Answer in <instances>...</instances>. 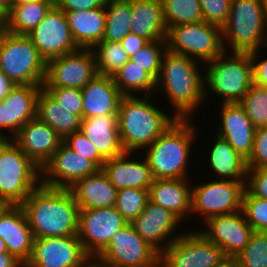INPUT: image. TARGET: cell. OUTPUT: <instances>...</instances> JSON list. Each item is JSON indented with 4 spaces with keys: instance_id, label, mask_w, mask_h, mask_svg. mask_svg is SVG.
Instances as JSON below:
<instances>
[{
    "instance_id": "45",
    "label": "cell",
    "mask_w": 267,
    "mask_h": 267,
    "mask_svg": "<svg viewBox=\"0 0 267 267\" xmlns=\"http://www.w3.org/2000/svg\"><path fill=\"white\" fill-rule=\"evenodd\" d=\"M232 0H199L203 20L222 27L229 16Z\"/></svg>"
},
{
    "instance_id": "3",
    "label": "cell",
    "mask_w": 267,
    "mask_h": 267,
    "mask_svg": "<svg viewBox=\"0 0 267 267\" xmlns=\"http://www.w3.org/2000/svg\"><path fill=\"white\" fill-rule=\"evenodd\" d=\"M151 97L154 96H123L120 101L117 122L125 152L143 151L177 120L174 115L159 109L149 100Z\"/></svg>"
},
{
    "instance_id": "10",
    "label": "cell",
    "mask_w": 267,
    "mask_h": 267,
    "mask_svg": "<svg viewBox=\"0 0 267 267\" xmlns=\"http://www.w3.org/2000/svg\"><path fill=\"white\" fill-rule=\"evenodd\" d=\"M191 185V215H199L204 222L214 216L242 210L246 181L215 179Z\"/></svg>"
},
{
    "instance_id": "41",
    "label": "cell",
    "mask_w": 267,
    "mask_h": 267,
    "mask_svg": "<svg viewBox=\"0 0 267 267\" xmlns=\"http://www.w3.org/2000/svg\"><path fill=\"white\" fill-rule=\"evenodd\" d=\"M236 257L241 267H267V232H254Z\"/></svg>"
},
{
    "instance_id": "15",
    "label": "cell",
    "mask_w": 267,
    "mask_h": 267,
    "mask_svg": "<svg viewBox=\"0 0 267 267\" xmlns=\"http://www.w3.org/2000/svg\"><path fill=\"white\" fill-rule=\"evenodd\" d=\"M92 259L77 235L34 238L32 254L24 267H90Z\"/></svg>"
},
{
    "instance_id": "33",
    "label": "cell",
    "mask_w": 267,
    "mask_h": 267,
    "mask_svg": "<svg viewBox=\"0 0 267 267\" xmlns=\"http://www.w3.org/2000/svg\"><path fill=\"white\" fill-rule=\"evenodd\" d=\"M55 5V0H40L11 7L4 15L3 29L11 34L27 35Z\"/></svg>"
},
{
    "instance_id": "8",
    "label": "cell",
    "mask_w": 267,
    "mask_h": 267,
    "mask_svg": "<svg viewBox=\"0 0 267 267\" xmlns=\"http://www.w3.org/2000/svg\"><path fill=\"white\" fill-rule=\"evenodd\" d=\"M47 62L27 35L0 29V71L16 86H43Z\"/></svg>"
},
{
    "instance_id": "47",
    "label": "cell",
    "mask_w": 267,
    "mask_h": 267,
    "mask_svg": "<svg viewBox=\"0 0 267 267\" xmlns=\"http://www.w3.org/2000/svg\"><path fill=\"white\" fill-rule=\"evenodd\" d=\"M246 190L252 196L267 200V168H247Z\"/></svg>"
},
{
    "instance_id": "4",
    "label": "cell",
    "mask_w": 267,
    "mask_h": 267,
    "mask_svg": "<svg viewBox=\"0 0 267 267\" xmlns=\"http://www.w3.org/2000/svg\"><path fill=\"white\" fill-rule=\"evenodd\" d=\"M192 119H177L150 146L145 159L153 179H187L189 157L197 130Z\"/></svg>"
},
{
    "instance_id": "44",
    "label": "cell",
    "mask_w": 267,
    "mask_h": 267,
    "mask_svg": "<svg viewBox=\"0 0 267 267\" xmlns=\"http://www.w3.org/2000/svg\"><path fill=\"white\" fill-rule=\"evenodd\" d=\"M74 152L81 154L92 160L100 169H102L106 159L99 153L96 146L87 139V137L81 132L77 131L71 135H68L63 141Z\"/></svg>"
},
{
    "instance_id": "22",
    "label": "cell",
    "mask_w": 267,
    "mask_h": 267,
    "mask_svg": "<svg viewBox=\"0 0 267 267\" xmlns=\"http://www.w3.org/2000/svg\"><path fill=\"white\" fill-rule=\"evenodd\" d=\"M216 134L246 160L252 153L255 127L239 103H222Z\"/></svg>"
},
{
    "instance_id": "52",
    "label": "cell",
    "mask_w": 267,
    "mask_h": 267,
    "mask_svg": "<svg viewBox=\"0 0 267 267\" xmlns=\"http://www.w3.org/2000/svg\"><path fill=\"white\" fill-rule=\"evenodd\" d=\"M0 267H24V264L18 260L13 254H0Z\"/></svg>"
},
{
    "instance_id": "48",
    "label": "cell",
    "mask_w": 267,
    "mask_h": 267,
    "mask_svg": "<svg viewBox=\"0 0 267 267\" xmlns=\"http://www.w3.org/2000/svg\"><path fill=\"white\" fill-rule=\"evenodd\" d=\"M106 0H55L62 11H76L105 7Z\"/></svg>"
},
{
    "instance_id": "51",
    "label": "cell",
    "mask_w": 267,
    "mask_h": 267,
    "mask_svg": "<svg viewBox=\"0 0 267 267\" xmlns=\"http://www.w3.org/2000/svg\"><path fill=\"white\" fill-rule=\"evenodd\" d=\"M15 86L16 85L0 71V101H2Z\"/></svg>"
},
{
    "instance_id": "34",
    "label": "cell",
    "mask_w": 267,
    "mask_h": 267,
    "mask_svg": "<svg viewBox=\"0 0 267 267\" xmlns=\"http://www.w3.org/2000/svg\"><path fill=\"white\" fill-rule=\"evenodd\" d=\"M112 77L115 85L124 96H136L139 92L144 93V95L155 94L156 79L131 60H128Z\"/></svg>"
},
{
    "instance_id": "31",
    "label": "cell",
    "mask_w": 267,
    "mask_h": 267,
    "mask_svg": "<svg viewBox=\"0 0 267 267\" xmlns=\"http://www.w3.org/2000/svg\"><path fill=\"white\" fill-rule=\"evenodd\" d=\"M216 140L210 148L208 165L213 171L214 180L246 181L247 164L235 149L223 138L215 135Z\"/></svg>"
},
{
    "instance_id": "54",
    "label": "cell",
    "mask_w": 267,
    "mask_h": 267,
    "mask_svg": "<svg viewBox=\"0 0 267 267\" xmlns=\"http://www.w3.org/2000/svg\"><path fill=\"white\" fill-rule=\"evenodd\" d=\"M12 0H0V13L4 16L11 8Z\"/></svg>"
},
{
    "instance_id": "38",
    "label": "cell",
    "mask_w": 267,
    "mask_h": 267,
    "mask_svg": "<svg viewBox=\"0 0 267 267\" xmlns=\"http://www.w3.org/2000/svg\"><path fill=\"white\" fill-rule=\"evenodd\" d=\"M239 104L255 128L267 126V88L253 83Z\"/></svg>"
},
{
    "instance_id": "59",
    "label": "cell",
    "mask_w": 267,
    "mask_h": 267,
    "mask_svg": "<svg viewBox=\"0 0 267 267\" xmlns=\"http://www.w3.org/2000/svg\"><path fill=\"white\" fill-rule=\"evenodd\" d=\"M4 16L0 13V29H3Z\"/></svg>"
},
{
    "instance_id": "14",
    "label": "cell",
    "mask_w": 267,
    "mask_h": 267,
    "mask_svg": "<svg viewBox=\"0 0 267 267\" xmlns=\"http://www.w3.org/2000/svg\"><path fill=\"white\" fill-rule=\"evenodd\" d=\"M92 49H82L47 61L43 88L83 89L96 75Z\"/></svg>"
},
{
    "instance_id": "37",
    "label": "cell",
    "mask_w": 267,
    "mask_h": 267,
    "mask_svg": "<svg viewBox=\"0 0 267 267\" xmlns=\"http://www.w3.org/2000/svg\"><path fill=\"white\" fill-rule=\"evenodd\" d=\"M164 22L169 30L173 26L202 22L199 0H161Z\"/></svg>"
},
{
    "instance_id": "18",
    "label": "cell",
    "mask_w": 267,
    "mask_h": 267,
    "mask_svg": "<svg viewBox=\"0 0 267 267\" xmlns=\"http://www.w3.org/2000/svg\"><path fill=\"white\" fill-rule=\"evenodd\" d=\"M181 222L183 221L172 211L148 201L143 211L130 224L149 245L161 254L183 234L181 232L179 234V228H177L180 227Z\"/></svg>"
},
{
    "instance_id": "57",
    "label": "cell",
    "mask_w": 267,
    "mask_h": 267,
    "mask_svg": "<svg viewBox=\"0 0 267 267\" xmlns=\"http://www.w3.org/2000/svg\"><path fill=\"white\" fill-rule=\"evenodd\" d=\"M262 48L267 47V28L265 29L264 36H263V42H262Z\"/></svg>"
},
{
    "instance_id": "13",
    "label": "cell",
    "mask_w": 267,
    "mask_h": 267,
    "mask_svg": "<svg viewBox=\"0 0 267 267\" xmlns=\"http://www.w3.org/2000/svg\"><path fill=\"white\" fill-rule=\"evenodd\" d=\"M127 223L115 206L80 209L77 236L86 254L94 260L107 247L114 233Z\"/></svg>"
},
{
    "instance_id": "7",
    "label": "cell",
    "mask_w": 267,
    "mask_h": 267,
    "mask_svg": "<svg viewBox=\"0 0 267 267\" xmlns=\"http://www.w3.org/2000/svg\"><path fill=\"white\" fill-rule=\"evenodd\" d=\"M39 168L13 141L0 144V201L21 205L41 184Z\"/></svg>"
},
{
    "instance_id": "21",
    "label": "cell",
    "mask_w": 267,
    "mask_h": 267,
    "mask_svg": "<svg viewBox=\"0 0 267 267\" xmlns=\"http://www.w3.org/2000/svg\"><path fill=\"white\" fill-rule=\"evenodd\" d=\"M11 139L41 169L64 141L37 117L29 120Z\"/></svg>"
},
{
    "instance_id": "50",
    "label": "cell",
    "mask_w": 267,
    "mask_h": 267,
    "mask_svg": "<svg viewBox=\"0 0 267 267\" xmlns=\"http://www.w3.org/2000/svg\"><path fill=\"white\" fill-rule=\"evenodd\" d=\"M149 40L146 38L136 35L134 33H128L124 39L120 42L128 56L134 55L138 50L144 47Z\"/></svg>"
},
{
    "instance_id": "19",
    "label": "cell",
    "mask_w": 267,
    "mask_h": 267,
    "mask_svg": "<svg viewBox=\"0 0 267 267\" xmlns=\"http://www.w3.org/2000/svg\"><path fill=\"white\" fill-rule=\"evenodd\" d=\"M203 223L206 230L202 228L199 231L221 248L225 256H237L254 233L242 210L214 216Z\"/></svg>"
},
{
    "instance_id": "61",
    "label": "cell",
    "mask_w": 267,
    "mask_h": 267,
    "mask_svg": "<svg viewBox=\"0 0 267 267\" xmlns=\"http://www.w3.org/2000/svg\"><path fill=\"white\" fill-rule=\"evenodd\" d=\"M2 206H4V204L0 201V208H1Z\"/></svg>"
},
{
    "instance_id": "55",
    "label": "cell",
    "mask_w": 267,
    "mask_h": 267,
    "mask_svg": "<svg viewBox=\"0 0 267 267\" xmlns=\"http://www.w3.org/2000/svg\"><path fill=\"white\" fill-rule=\"evenodd\" d=\"M35 1H40V0H12L11 7L19 6L22 4L31 3V2H35Z\"/></svg>"
},
{
    "instance_id": "53",
    "label": "cell",
    "mask_w": 267,
    "mask_h": 267,
    "mask_svg": "<svg viewBox=\"0 0 267 267\" xmlns=\"http://www.w3.org/2000/svg\"><path fill=\"white\" fill-rule=\"evenodd\" d=\"M213 267H241L236 256H224L223 259Z\"/></svg>"
},
{
    "instance_id": "42",
    "label": "cell",
    "mask_w": 267,
    "mask_h": 267,
    "mask_svg": "<svg viewBox=\"0 0 267 267\" xmlns=\"http://www.w3.org/2000/svg\"><path fill=\"white\" fill-rule=\"evenodd\" d=\"M242 211L254 232H267V200L252 196L245 190Z\"/></svg>"
},
{
    "instance_id": "26",
    "label": "cell",
    "mask_w": 267,
    "mask_h": 267,
    "mask_svg": "<svg viewBox=\"0 0 267 267\" xmlns=\"http://www.w3.org/2000/svg\"><path fill=\"white\" fill-rule=\"evenodd\" d=\"M68 189L80 209L109 208L116 205L118 190L102 169L76 181Z\"/></svg>"
},
{
    "instance_id": "43",
    "label": "cell",
    "mask_w": 267,
    "mask_h": 267,
    "mask_svg": "<svg viewBox=\"0 0 267 267\" xmlns=\"http://www.w3.org/2000/svg\"><path fill=\"white\" fill-rule=\"evenodd\" d=\"M55 101L66 108L69 113L75 114L83 119V100L81 89L76 88H44Z\"/></svg>"
},
{
    "instance_id": "29",
    "label": "cell",
    "mask_w": 267,
    "mask_h": 267,
    "mask_svg": "<svg viewBox=\"0 0 267 267\" xmlns=\"http://www.w3.org/2000/svg\"><path fill=\"white\" fill-rule=\"evenodd\" d=\"M71 34L76 45L82 49H92L103 39L106 10L105 7L64 11Z\"/></svg>"
},
{
    "instance_id": "56",
    "label": "cell",
    "mask_w": 267,
    "mask_h": 267,
    "mask_svg": "<svg viewBox=\"0 0 267 267\" xmlns=\"http://www.w3.org/2000/svg\"><path fill=\"white\" fill-rule=\"evenodd\" d=\"M8 253L4 240L0 237V254Z\"/></svg>"
},
{
    "instance_id": "60",
    "label": "cell",
    "mask_w": 267,
    "mask_h": 267,
    "mask_svg": "<svg viewBox=\"0 0 267 267\" xmlns=\"http://www.w3.org/2000/svg\"><path fill=\"white\" fill-rule=\"evenodd\" d=\"M4 140H6V139H5L3 136L0 135V144H1Z\"/></svg>"
},
{
    "instance_id": "36",
    "label": "cell",
    "mask_w": 267,
    "mask_h": 267,
    "mask_svg": "<svg viewBox=\"0 0 267 267\" xmlns=\"http://www.w3.org/2000/svg\"><path fill=\"white\" fill-rule=\"evenodd\" d=\"M92 50L98 75L114 76L129 60L120 42L102 40Z\"/></svg>"
},
{
    "instance_id": "35",
    "label": "cell",
    "mask_w": 267,
    "mask_h": 267,
    "mask_svg": "<svg viewBox=\"0 0 267 267\" xmlns=\"http://www.w3.org/2000/svg\"><path fill=\"white\" fill-rule=\"evenodd\" d=\"M106 24L102 40L121 42L131 32V0H106Z\"/></svg>"
},
{
    "instance_id": "16",
    "label": "cell",
    "mask_w": 267,
    "mask_h": 267,
    "mask_svg": "<svg viewBox=\"0 0 267 267\" xmlns=\"http://www.w3.org/2000/svg\"><path fill=\"white\" fill-rule=\"evenodd\" d=\"M27 36L46 62L80 49L73 39L64 11L56 4Z\"/></svg>"
},
{
    "instance_id": "20",
    "label": "cell",
    "mask_w": 267,
    "mask_h": 267,
    "mask_svg": "<svg viewBox=\"0 0 267 267\" xmlns=\"http://www.w3.org/2000/svg\"><path fill=\"white\" fill-rule=\"evenodd\" d=\"M42 88L43 86L36 85H17L0 101L1 136L5 139L13 138L22 126L36 118L37 97ZM4 129L11 135L3 132Z\"/></svg>"
},
{
    "instance_id": "40",
    "label": "cell",
    "mask_w": 267,
    "mask_h": 267,
    "mask_svg": "<svg viewBox=\"0 0 267 267\" xmlns=\"http://www.w3.org/2000/svg\"><path fill=\"white\" fill-rule=\"evenodd\" d=\"M167 50L166 40L150 41L134 55L130 56L129 60L145 69L157 79L160 73L163 55Z\"/></svg>"
},
{
    "instance_id": "49",
    "label": "cell",
    "mask_w": 267,
    "mask_h": 267,
    "mask_svg": "<svg viewBox=\"0 0 267 267\" xmlns=\"http://www.w3.org/2000/svg\"><path fill=\"white\" fill-rule=\"evenodd\" d=\"M260 53H262L260 50L250 52V57L253 63V83L267 88V56L264 59L262 58V60L259 59V61L258 56H261Z\"/></svg>"
},
{
    "instance_id": "2",
    "label": "cell",
    "mask_w": 267,
    "mask_h": 267,
    "mask_svg": "<svg viewBox=\"0 0 267 267\" xmlns=\"http://www.w3.org/2000/svg\"><path fill=\"white\" fill-rule=\"evenodd\" d=\"M204 69V65L184 55L169 50L163 55L155 93L166 94L177 119L194 118V112L205 100L204 73H201Z\"/></svg>"
},
{
    "instance_id": "24",
    "label": "cell",
    "mask_w": 267,
    "mask_h": 267,
    "mask_svg": "<svg viewBox=\"0 0 267 267\" xmlns=\"http://www.w3.org/2000/svg\"><path fill=\"white\" fill-rule=\"evenodd\" d=\"M135 152H124L123 154L106 159L102 170L108 176L109 181L117 190L123 188L149 189L153 177L145 157L132 160ZM130 155V157H129ZM143 160V161H142Z\"/></svg>"
},
{
    "instance_id": "5",
    "label": "cell",
    "mask_w": 267,
    "mask_h": 267,
    "mask_svg": "<svg viewBox=\"0 0 267 267\" xmlns=\"http://www.w3.org/2000/svg\"><path fill=\"white\" fill-rule=\"evenodd\" d=\"M226 53L204 65L205 98L211 92L222 103H239L253 84L252 59L250 53Z\"/></svg>"
},
{
    "instance_id": "25",
    "label": "cell",
    "mask_w": 267,
    "mask_h": 267,
    "mask_svg": "<svg viewBox=\"0 0 267 267\" xmlns=\"http://www.w3.org/2000/svg\"><path fill=\"white\" fill-rule=\"evenodd\" d=\"M83 119L103 115H117L124 96L112 76L96 75L83 89Z\"/></svg>"
},
{
    "instance_id": "17",
    "label": "cell",
    "mask_w": 267,
    "mask_h": 267,
    "mask_svg": "<svg viewBox=\"0 0 267 267\" xmlns=\"http://www.w3.org/2000/svg\"><path fill=\"white\" fill-rule=\"evenodd\" d=\"M99 170L100 168L92 160L74 152L63 142L41 169V184L68 189L76 181Z\"/></svg>"
},
{
    "instance_id": "9",
    "label": "cell",
    "mask_w": 267,
    "mask_h": 267,
    "mask_svg": "<svg viewBox=\"0 0 267 267\" xmlns=\"http://www.w3.org/2000/svg\"><path fill=\"white\" fill-rule=\"evenodd\" d=\"M167 48L205 65L224 52L221 27L205 21L173 26L168 30Z\"/></svg>"
},
{
    "instance_id": "11",
    "label": "cell",
    "mask_w": 267,
    "mask_h": 267,
    "mask_svg": "<svg viewBox=\"0 0 267 267\" xmlns=\"http://www.w3.org/2000/svg\"><path fill=\"white\" fill-rule=\"evenodd\" d=\"M160 254L127 223L94 259L109 267H159Z\"/></svg>"
},
{
    "instance_id": "46",
    "label": "cell",
    "mask_w": 267,
    "mask_h": 267,
    "mask_svg": "<svg viewBox=\"0 0 267 267\" xmlns=\"http://www.w3.org/2000/svg\"><path fill=\"white\" fill-rule=\"evenodd\" d=\"M246 164L247 168H267V126L255 129L253 150Z\"/></svg>"
},
{
    "instance_id": "39",
    "label": "cell",
    "mask_w": 267,
    "mask_h": 267,
    "mask_svg": "<svg viewBox=\"0 0 267 267\" xmlns=\"http://www.w3.org/2000/svg\"><path fill=\"white\" fill-rule=\"evenodd\" d=\"M149 201L148 189L123 188L118 190L116 209L130 223L137 218Z\"/></svg>"
},
{
    "instance_id": "58",
    "label": "cell",
    "mask_w": 267,
    "mask_h": 267,
    "mask_svg": "<svg viewBox=\"0 0 267 267\" xmlns=\"http://www.w3.org/2000/svg\"><path fill=\"white\" fill-rule=\"evenodd\" d=\"M90 267H109V266H105L103 264H100L99 262H96L95 260H92Z\"/></svg>"
},
{
    "instance_id": "12",
    "label": "cell",
    "mask_w": 267,
    "mask_h": 267,
    "mask_svg": "<svg viewBox=\"0 0 267 267\" xmlns=\"http://www.w3.org/2000/svg\"><path fill=\"white\" fill-rule=\"evenodd\" d=\"M224 256L199 230H187L160 254L159 267H213Z\"/></svg>"
},
{
    "instance_id": "23",
    "label": "cell",
    "mask_w": 267,
    "mask_h": 267,
    "mask_svg": "<svg viewBox=\"0 0 267 267\" xmlns=\"http://www.w3.org/2000/svg\"><path fill=\"white\" fill-rule=\"evenodd\" d=\"M0 237L8 253L25 265L32 254L34 237L20 205H4L0 208Z\"/></svg>"
},
{
    "instance_id": "6",
    "label": "cell",
    "mask_w": 267,
    "mask_h": 267,
    "mask_svg": "<svg viewBox=\"0 0 267 267\" xmlns=\"http://www.w3.org/2000/svg\"><path fill=\"white\" fill-rule=\"evenodd\" d=\"M267 28L264 0H232L226 23L221 27L224 51L250 53L261 50ZM231 45V46H230Z\"/></svg>"
},
{
    "instance_id": "1",
    "label": "cell",
    "mask_w": 267,
    "mask_h": 267,
    "mask_svg": "<svg viewBox=\"0 0 267 267\" xmlns=\"http://www.w3.org/2000/svg\"><path fill=\"white\" fill-rule=\"evenodd\" d=\"M20 206L34 238L78 234L80 207L69 189L40 184Z\"/></svg>"
},
{
    "instance_id": "28",
    "label": "cell",
    "mask_w": 267,
    "mask_h": 267,
    "mask_svg": "<svg viewBox=\"0 0 267 267\" xmlns=\"http://www.w3.org/2000/svg\"><path fill=\"white\" fill-rule=\"evenodd\" d=\"M80 131L96 146L105 159L125 152L120 141L117 115L82 119Z\"/></svg>"
},
{
    "instance_id": "30",
    "label": "cell",
    "mask_w": 267,
    "mask_h": 267,
    "mask_svg": "<svg viewBox=\"0 0 267 267\" xmlns=\"http://www.w3.org/2000/svg\"><path fill=\"white\" fill-rule=\"evenodd\" d=\"M131 33L149 41L166 40L168 29L163 17L161 0H131Z\"/></svg>"
},
{
    "instance_id": "27",
    "label": "cell",
    "mask_w": 267,
    "mask_h": 267,
    "mask_svg": "<svg viewBox=\"0 0 267 267\" xmlns=\"http://www.w3.org/2000/svg\"><path fill=\"white\" fill-rule=\"evenodd\" d=\"M189 179H153L149 201L172 211L182 221L191 217V195ZM185 218V219H184Z\"/></svg>"
},
{
    "instance_id": "32",
    "label": "cell",
    "mask_w": 267,
    "mask_h": 267,
    "mask_svg": "<svg viewBox=\"0 0 267 267\" xmlns=\"http://www.w3.org/2000/svg\"><path fill=\"white\" fill-rule=\"evenodd\" d=\"M36 117L51 127L63 140L81 128L82 119L59 105L44 88L37 97Z\"/></svg>"
}]
</instances>
